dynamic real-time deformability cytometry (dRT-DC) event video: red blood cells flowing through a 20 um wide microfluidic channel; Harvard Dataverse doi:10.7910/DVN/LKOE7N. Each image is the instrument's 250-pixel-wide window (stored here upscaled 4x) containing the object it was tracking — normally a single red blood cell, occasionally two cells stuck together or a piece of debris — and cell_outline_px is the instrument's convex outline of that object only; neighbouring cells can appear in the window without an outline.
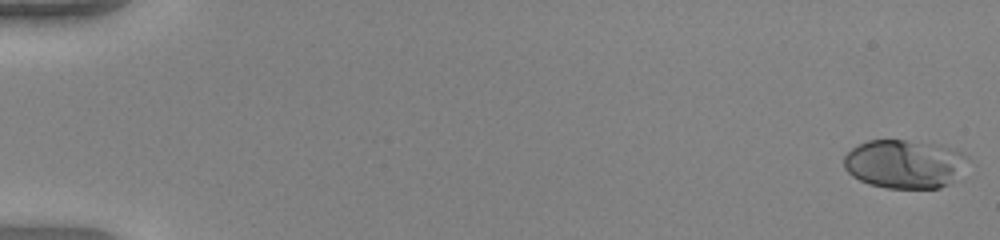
{"species": "human", "species_latin": "Homo sapiens", "temperature_condition": "warm", "stored_images_in_passage": 52, "camera_frame_rate_fps": 3000, "um_per_image_px": 0.085, "donor": {"sex": "female"}, "frame": {"image": 1, "passage_image": 1, "time_ms": 0.0, "image_size_px": [1000, 240], "cell_outline_px": [[976, 164], [948, 184], [940, 188], [888, 188], [868, 184], [852, 176], [844, 168], [844, 156], [852, 148], [868, 140], [904, 140], [932, 144], [956, 148], [964, 152]], "centroid_in_image_um": [77.01, 13.94], "position_along_channel_um": 8.0, "area_um2": 35.95}}
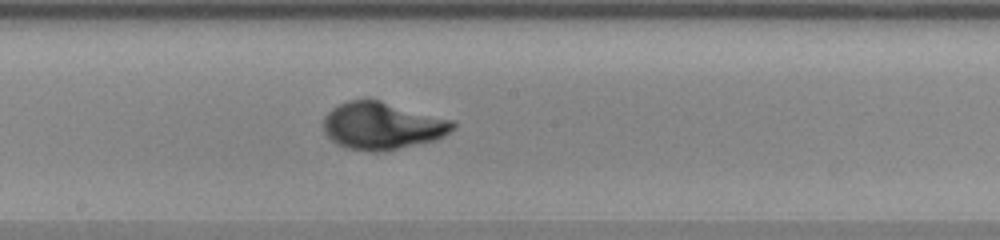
{"frame": {"image": 2, "passage_image": 30, "time_ms": 9.667, "image_size_px": [1000, 240], "cell_outline_px": [[456, 128], [444, 136], [436, 140], [384, 152], [368, 152], [348, 148], [336, 144], [328, 136], [324, 128], [324, 120], [328, 112], [340, 104], [348, 100], [380, 100], [456, 120]], "centroid_in_image_um": [32.57, 10.71], "position_along_channel_um": 215.6, "area_um2": 35.95}}
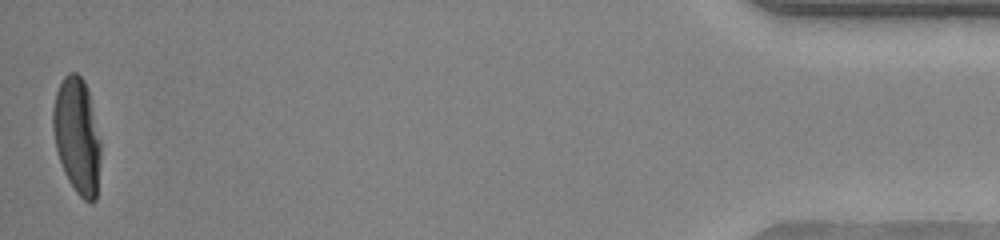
{"frame": {"image": 3, "passage_image": 52, "time_ms": 17.0, "image_size_px": [1000, 240], "cell_outline_px": [[100, 160], [96, 200], [92, 204], [84, 200], [76, 192], [68, 180], [64, 172], [56, 148], [52, 128], [52, 112], [56, 92], [64, 76], [68, 72], [76, 72], [84, 80], [88, 92], [100, 140]], "centroid_in_image_um": [6.54, 11.56], "position_along_channel_um": 428.7, "area_um2": 32.08}, "authors_computed_cell_mechanics": {"area_um2": 33.4662, "velocity_mm_per_s": 4.0291, "shape_relaxation_time_tau1_ms": 3.6031, "shape_relaxation_time_tau2_ms": null, "deformation_change_tau1": 0.2479, "deformation_change_tau2": null}}